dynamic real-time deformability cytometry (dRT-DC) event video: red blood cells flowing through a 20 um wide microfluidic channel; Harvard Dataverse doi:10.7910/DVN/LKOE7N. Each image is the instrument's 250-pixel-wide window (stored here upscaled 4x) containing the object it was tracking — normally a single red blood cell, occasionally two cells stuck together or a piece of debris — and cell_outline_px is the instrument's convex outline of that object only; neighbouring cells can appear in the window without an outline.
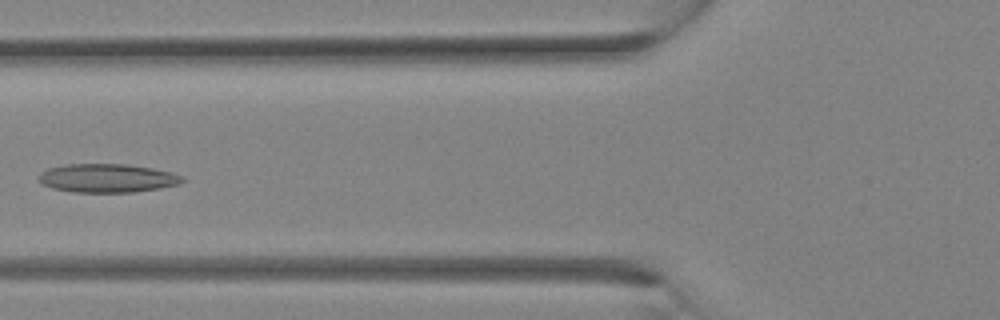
{"species": "Egyptian fruit bat (a non-hibernating species)", "species_latin": "Rousettus aegyptiacus", "temperature_condition": "room temperature", "stored_images_in_passage": 23, "camera_frame_rate_fps": 3000, "um_per_image_px": 0.085, "animal": {"sex": "female"}, "frame": {"image": 1, "passage_image": 12, "time_ms": 3.667, "image_size_px": [1000, 320], "cell_outline_px": [[184, 180], [180, 184], [160, 188], [132, 192], [72, 192], [52, 188], [40, 184], [36, 180], [40, 172], [48, 168], [64, 164], [128, 164], [152, 168], [172, 172], [184, 176]], "centroid_in_image_um": [9.08, 15.14], "position_along_channel_um": 116.7, "area_um2": 24.28}}
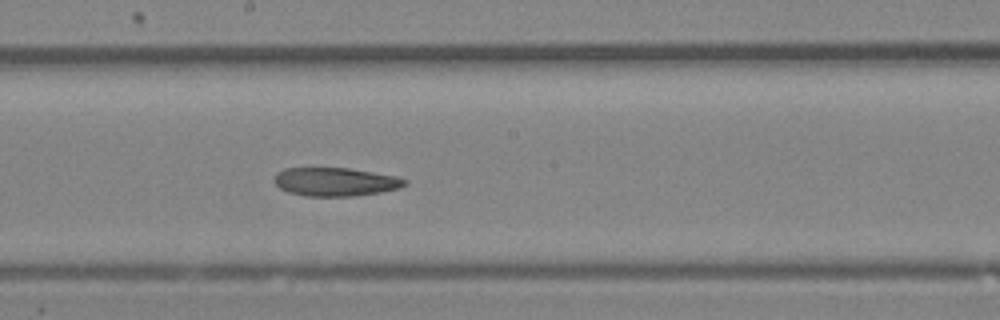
{"frame": {"image": 2, "passage_image": 17, "time_ms": 5.333, "image_size_px": [1000, 320], "cell_outline_px": [[408, 184], [400, 188], [380, 192], [356, 196], [304, 196], [288, 192], [280, 188], [272, 180], [276, 172], [284, 168], [348, 168], [396, 176], [408, 180]], "centroid_in_image_um": [28.49, 15.45], "position_along_channel_um": 219.7, "area_um2": 21.85}}
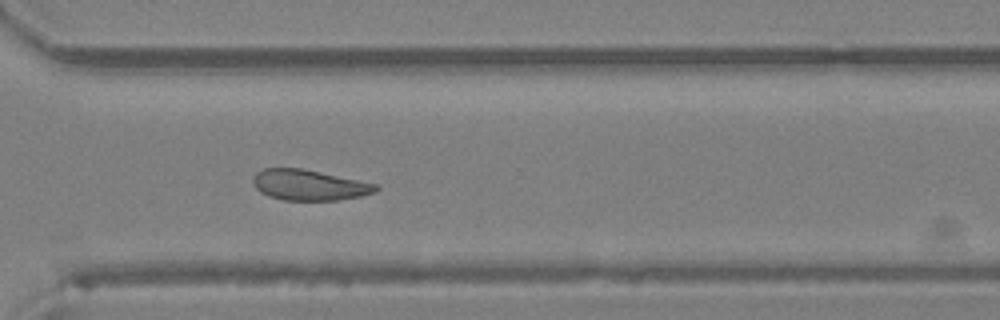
{"frame": {"image": 3, "passage_image": 23, "time_ms": 7.333, "image_size_px": [1000, 320], "cell_outline_px": [[380, 188], [376, 192], [360, 196], [336, 200], [284, 200], [268, 196], [260, 192], [256, 188], [252, 180], [256, 172], [264, 168], [300, 168], [380, 184]], "centroid_in_image_um": [26.3, 15.72], "position_along_channel_um": 344.3, "area_um2": 21.96}}